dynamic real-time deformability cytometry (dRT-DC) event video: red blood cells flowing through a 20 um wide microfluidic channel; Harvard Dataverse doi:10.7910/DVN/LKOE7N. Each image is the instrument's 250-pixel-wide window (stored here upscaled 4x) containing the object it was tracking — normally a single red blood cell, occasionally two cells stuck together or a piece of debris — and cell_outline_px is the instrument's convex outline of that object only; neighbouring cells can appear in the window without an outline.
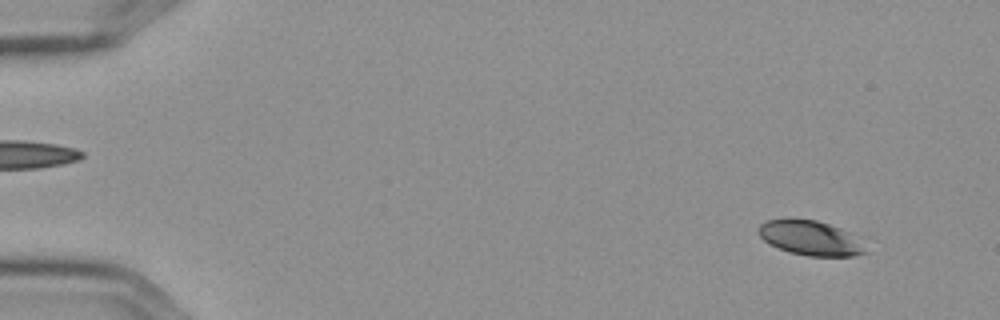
{"species": "Egyptian fruit bat (a non-hibernating species)", "species_latin": "Rousettus aegyptiacus", "temperature_condition": "cold", "stored_images_in_passage": 4, "camera_frame_rate_fps": 3000, "um_per_image_px": 0.085, "frame": {"image": 1, "passage_image": 1, "time_ms": 0.0, "image_size_px": [1000, 320], "cell_outline_px": [[868, 252], [856, 256], [808, 256], [788, 252], [768, 244], [760, 236], [760, 224], [768, 220], [816, 220], [840, 228], [848, 232]], "centroid_in_image_um": [68.86, 20.26], "position_along_channel_um": 16.1, "area_um2": 20.98}}
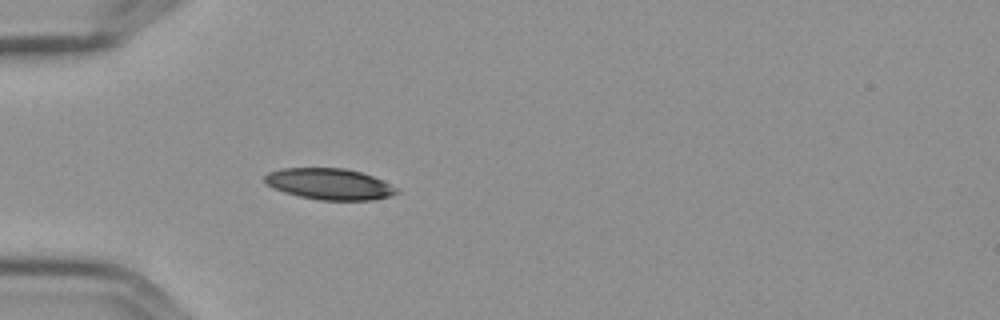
{"frame": {"image": 2, "passage_image": 4, "time_ms": 1.0, "image_size_px": [1000, 320], "cell_outline_px": [[400, 192], [392, 196], [372, 200], [320, 200], [300, 196], [284, 192], [268, 184], [264, 180], [264, 176], [268, 172], [284, 168], [344, 168], [360, 172], [372, 176], [396, 188]], "centroid_in_image_um": [28.01, 15.64], "position_along_channel_um": 57.0, "area_um2": 23.7}}